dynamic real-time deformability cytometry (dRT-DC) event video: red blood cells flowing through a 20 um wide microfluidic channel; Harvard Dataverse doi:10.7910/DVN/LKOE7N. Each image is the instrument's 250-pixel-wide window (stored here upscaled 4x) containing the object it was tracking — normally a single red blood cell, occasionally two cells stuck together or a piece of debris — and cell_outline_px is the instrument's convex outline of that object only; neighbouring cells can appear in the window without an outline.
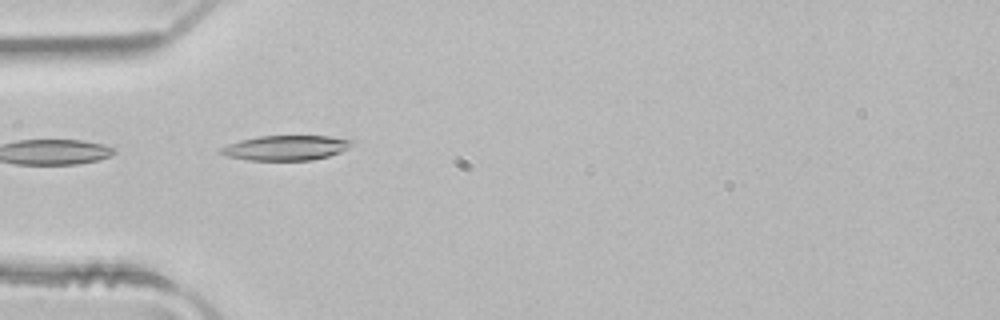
{"species": "common noctule bat (a hibernating species)", "species_latin": "Nyctalus noctula", "temperature_condition": "room temperature", "stored_images_in_passage": 2, "camera_frame_rate_fps": 3000, "um_per_image_px": 0.085, "animal": {"sex": "male", "body_mass_g": 21.5, "forearm_length_mm": 52.0}, "frame": {"image": 1, "passage_image": 1, "time_ms": 0.0, "image_size_px": [1000, 320], "cell_outline_px": [[356, 140], [348, 148], [340, 152], [328, 156], [312, 160], [248, 160], [228, 156], [216, 152], [220, 148], [228, 144], [240, 140], [260, 136], [328, 136]], "centroid_in_image_um": [24.3, 12.56], "position_along_channel_um": 60.7, "area_um2": 19.02}}
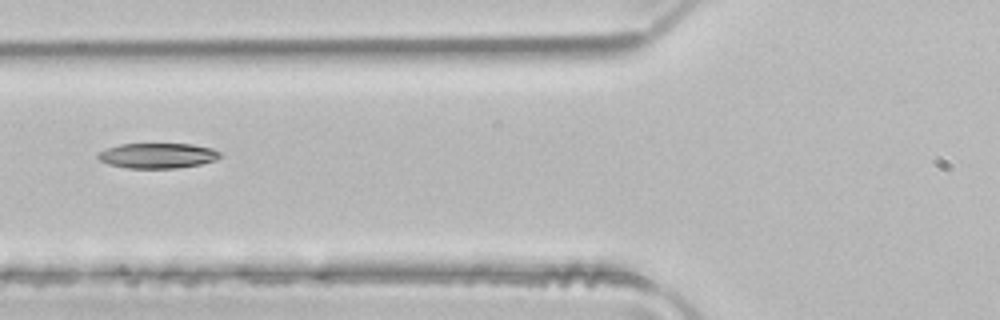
{"frame": {"image": 2, "passage_image": 2, "time_ms": 0.333, "image_size_px": [1000, 320], "cell_outline_px": [[220, 156], [216, 160], [200, 164], [176, 168], [128, 168], [108, 164], [100, 160], [96, 156], [96, 152], [120, 144], [192, 144], [212, 148], [220, 152]], "centroid_in_image_um": [13.37, 13.22], "position_along_channel_um": 112.4, "area_um2": 17.92}}